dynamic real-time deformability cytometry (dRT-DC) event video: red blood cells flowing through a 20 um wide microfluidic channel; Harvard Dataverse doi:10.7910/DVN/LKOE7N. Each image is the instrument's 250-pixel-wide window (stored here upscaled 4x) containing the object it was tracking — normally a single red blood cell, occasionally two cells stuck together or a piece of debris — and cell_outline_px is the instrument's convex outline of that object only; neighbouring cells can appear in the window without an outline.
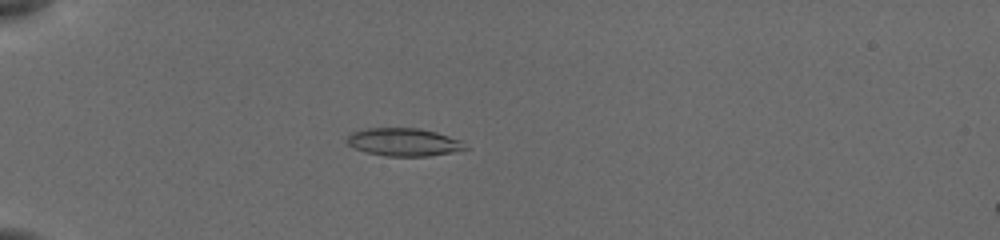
{"species": "common noctule bat (a hibernating species)", "species_latin": "Nyctalus noctula", "temperature_condition": "cold", "stored_images_in_passage": 40, "camera_frame_rate_fps": 3000, "um_per_image_px": 0.085, "animal": {"sex": "female", "body_mass_g": 19.5, "forearm_length_mm": 54.1}, "frame": {"image": 1, "passage_image": 2, "time_ms": 0.333, "image_size_px": [1000, 240], "cell_outline_px": [[468, 148], [452, 152], [428, 156], [388, 156], [364, 152], [348, 144], [344, 140], [352, 132], [364, 128], [420, 128], [436, 132], [460, 140]], "centroid_in_image_um": [34.28, 12.07], "position_along_channel_um": 50.7, "area_um2": 19.19}}
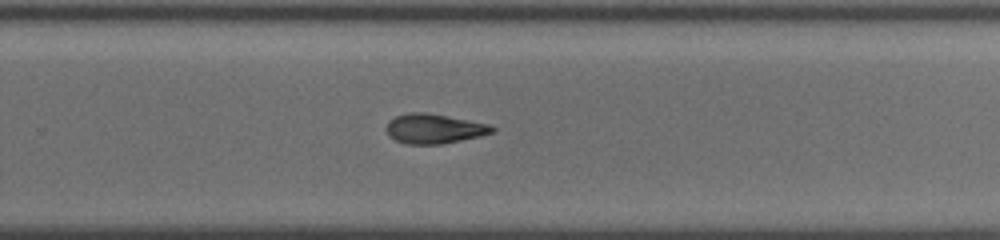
{"frame": {"image": 2, "passage_image": 23, "time_ms": 7.333, "image_size_px": [1000, 240], "cell_outline_px": [[496, 132], [480, 136], [444, 144], [404, 144], [388, 136], [384, 128], [388, 120], [396, 116], [412, 112], [420, 112], [492, 124], [496, 128]], "centroid_in_image_um": [36.89, 10.95], "position_along_channel_um": 292.9, "area_um2": 18.44}}
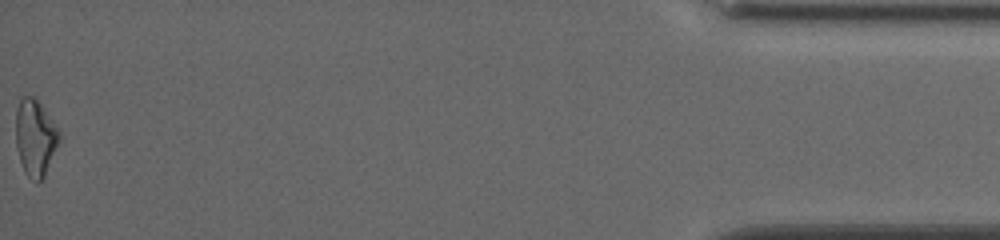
{"frame": {"image": 3, "passage_image": 40, "time_ms": 13.0, "image_size_px": [1000, 240], "cell_outline_px": [[60, 140], [44, 176], [36, 184], [24, 172], [20, 160], [16, 144], [16, 108], [20, 96], [32, 96], [40, 104], [60, 132]], "centroid_in_image_um": [2.98, 11.7], "position_along_channel_um": 432.2, "area_um2": 19.19}, "authors_computed_cell_mechanics": {"area_um2": 18.5827, "velocity_mm_per_s": 3.8814, "shape_relaxation_time_tau1_ms": null, "shape_relaxation_time_tau2_ms": 4.6153, "deformation_change_tau1": null, "deformation_change_tau2": 0.1306}}